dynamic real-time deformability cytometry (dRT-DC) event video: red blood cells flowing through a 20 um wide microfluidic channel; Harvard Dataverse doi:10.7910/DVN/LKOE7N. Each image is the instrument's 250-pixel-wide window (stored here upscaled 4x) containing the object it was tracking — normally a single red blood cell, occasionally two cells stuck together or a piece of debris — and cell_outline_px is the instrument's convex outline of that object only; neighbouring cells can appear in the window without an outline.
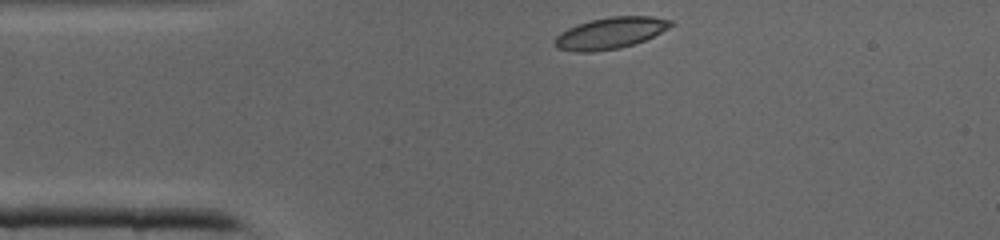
{"species": "common noctule bat (a hibernating species)", "species_latin": "Nyctalus noctula", "temperature_condition": "cold", "stored_images_in_passage": 27, "camera_frame_rate_fps": 3000, "um_per_image_px": 0.085, "animal": {"sex": "male", "body_mass_g": 19.0, "forearm_length_mm": 50.8}, "frame": {"image": 1, "passage_image": 1, "time_ms": 0.0, "image_size_px": [1000, 240], "cell_outline_px": [[676, 24], [644, 40], [620, 48], [592, 52], [576, 52], [556, 48], [552, 44], [552, 40], [560, 32], [576, 24], [608, 16], [652, 16], [672, 20]], "centroid_in_image_um": [51.83, 2.81], "position_along_channel_um": 33.2, "area_um2": 21.44}}
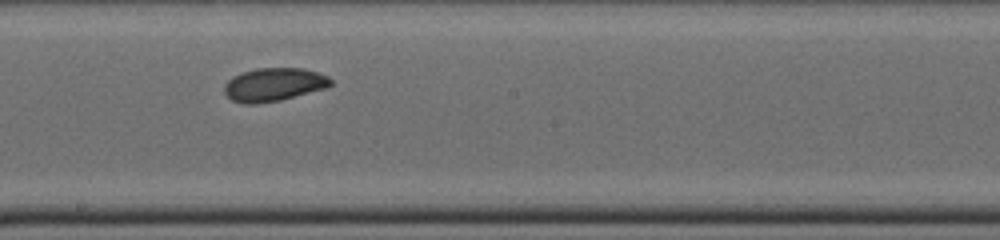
{"frame": {"image": 2, "passage_image": 15, "time_ms": 4.667, "image_size_px": [1000, 240], "cell_outline_px": [[332, 84], [328, 88], [280, 100], [256, 104], [244, 104], [232, 100], [224, 92], [224, 84], [232, 76], [240, 72], [256, 68], [304, 68], [328, 76], [332, 80]], "centroid_in_image_um": [23.27, 7.18], "position_along_channel_um": 224.9, "area_um2": 20.87}}
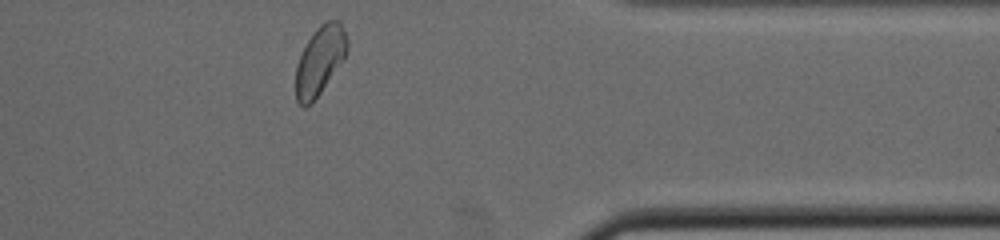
{"frame": {"image": 3, "passage_image": 26, "time_ms": 8.333, "image_size_px": [1000, 240], "cell_outline_px": [[348, 48], [344, 56], [320, 92], [304, 108], [296, 100], [296, 64], [308, 40], [316, 28], [320, 24], [328, 20], [340, 20], [344, 28], [348, 40]], "centroid_in_image_um": [27.18, 5.08], "position_along_channel_um": 384.2, "area_um2": 20.0}}